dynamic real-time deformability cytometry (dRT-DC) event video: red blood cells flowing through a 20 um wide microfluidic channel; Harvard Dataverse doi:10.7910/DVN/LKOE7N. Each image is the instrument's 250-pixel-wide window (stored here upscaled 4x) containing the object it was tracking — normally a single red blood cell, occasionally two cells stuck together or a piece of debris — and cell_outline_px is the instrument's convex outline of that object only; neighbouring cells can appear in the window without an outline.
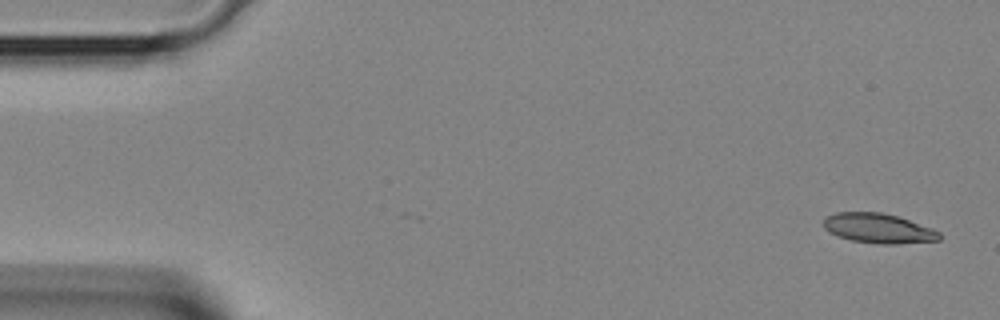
{"species": "Egyptian fruit bat (a non-hibernating species)", "species_latin": "Rousettus aegyptiacus", "temperature_condition": "room temperature", "stored_images_in_passage": 5, "segment_of_instrument_passage": [1, 2], "camera_frame_rate_fps": 3000, "um_per_image_px": 0.085, "animal": {"sex": "female"}, "frame": {"image": 1, "passage_image": 1, "time_ms": 0.0, "image_size_px": [1000, 320], "cell_outline_px": [[940, 240], [896, 244], [880, 244], [852, 240], [836, 236], [828, 232], [824, 228], [824, 216], [836, 212], [880, 212], [896, 216], [932, 228], [940, 232]], "centroid_in_image_um": [74.62, 19.41], "position_along_channel_um": 10.4, "area_um2": 20.06}}